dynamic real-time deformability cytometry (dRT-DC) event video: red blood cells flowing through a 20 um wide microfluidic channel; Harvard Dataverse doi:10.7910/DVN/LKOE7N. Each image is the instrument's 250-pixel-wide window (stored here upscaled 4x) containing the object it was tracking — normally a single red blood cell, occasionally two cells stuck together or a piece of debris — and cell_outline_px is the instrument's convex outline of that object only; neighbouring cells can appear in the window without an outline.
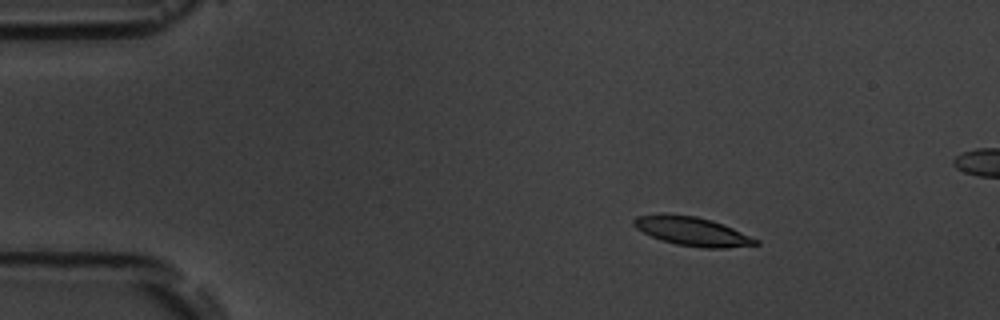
{"species": "common noctule bat (a hibernating species)", "species_latin": "Nyctalus noctula", "temperature_condition": "room temperature", "stored_images_in_passage": 5, "camera_frame_rate_fps": 3000, "um_per_image_px": 0.085, "animal": {"sex": "male", "body_mass_g": 19.5, "forearm_length_mm": 54.6}, "frame": {"image": 1, "passage_image": 2, "time_ms": 1.333, "image_size_px": [1000, 320], "cell_outline_px": [[760, 244], [728, 248], [704, 248], [676, 244], [660, 240], [636, 228], [632, 224], [632, 220], [636, 216], [660, 212], [664, 212], [696, 216], [712, 220], [724, 224], [760, 240]], "centroid_in_image_um": [58.82, 19.64], "position_along_channel_um": 26.2, "area_um2": 20.92}}